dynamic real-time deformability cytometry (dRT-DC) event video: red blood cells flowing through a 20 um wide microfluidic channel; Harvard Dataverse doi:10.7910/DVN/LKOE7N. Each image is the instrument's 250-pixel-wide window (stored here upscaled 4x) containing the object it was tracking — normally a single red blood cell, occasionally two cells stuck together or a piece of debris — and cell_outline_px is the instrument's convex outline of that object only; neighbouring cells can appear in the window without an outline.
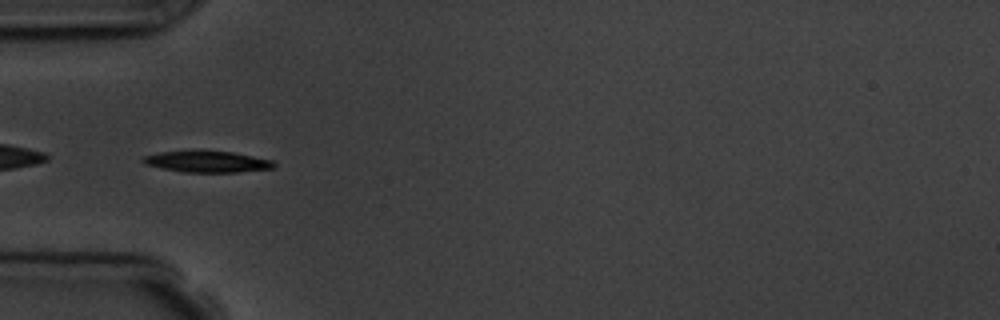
{"species": "common noctule bat (a hibernating species)", "species_latin": "Nyctalus noctula", "temperature_condition": "room temperature", "stored_images_in_passage": 7, "camera_frame_rate_fps": 3000, "um_per_image_px": 0.085, "animal": {"sex": "male", "body_mass_g": 19.5, "forearm_length_mm": 54.6}, "frame": {"image": 1, "passage_image": 5, "time_ms": 4.667, "image_size_px": [1000, 320], "cell_outline_px": [[276, 164], [272, 168], [236, 172], [184, 172], [144, 164], [140, 160], [144, 156], [160, 152], [200, 148], [232, 152], [272, 160]], "centroid_in_image_um": [17.55, 13.7], "position_along_channel_um": 67.4, "area_um2": 16.7}}